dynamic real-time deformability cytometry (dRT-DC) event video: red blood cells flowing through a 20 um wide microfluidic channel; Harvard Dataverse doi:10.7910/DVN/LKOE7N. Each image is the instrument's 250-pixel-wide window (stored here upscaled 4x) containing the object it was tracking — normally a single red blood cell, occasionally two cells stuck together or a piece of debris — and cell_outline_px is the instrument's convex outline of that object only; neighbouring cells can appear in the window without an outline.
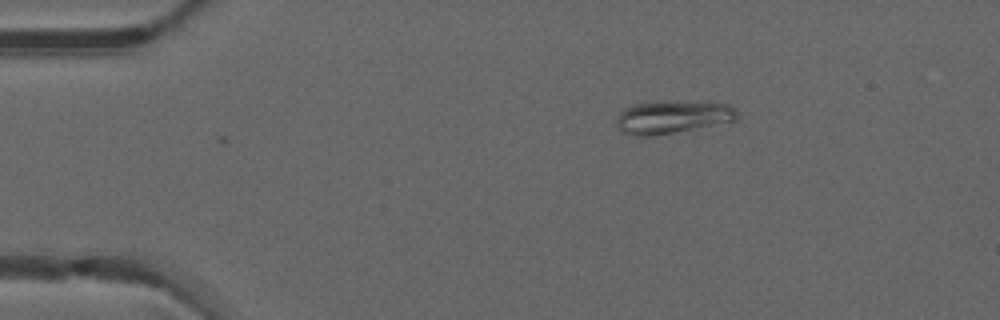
{"species": "common noctule bat (a hibernating species)", "species_latin": "Nyctalus noctula", "temperature_condition": "warm", "stored_images_in_passage": 2, "camera_frame_rate_fps": 3000, "um_per_image_px": 0.085, "animal": {"sex": "male", "forearm_length_mm": 52.5}, "frame": {"image": 1, "passage_image": 1, "time_ms": 0.0, "image_size_px": [1000, 320], "cell_outline_px": [[740, 112], [736, 120], [652, 136], [632, 136], [620, 132], [616, 128], [616, 120], [620, 112], [624, 108], [632, 104], [676, 100], [728, 104], [736, 108]], "centroid_in_image_um": [57.12, 9.94], "position_along_channel_um": 27.9, "area_um2": 23.35}}